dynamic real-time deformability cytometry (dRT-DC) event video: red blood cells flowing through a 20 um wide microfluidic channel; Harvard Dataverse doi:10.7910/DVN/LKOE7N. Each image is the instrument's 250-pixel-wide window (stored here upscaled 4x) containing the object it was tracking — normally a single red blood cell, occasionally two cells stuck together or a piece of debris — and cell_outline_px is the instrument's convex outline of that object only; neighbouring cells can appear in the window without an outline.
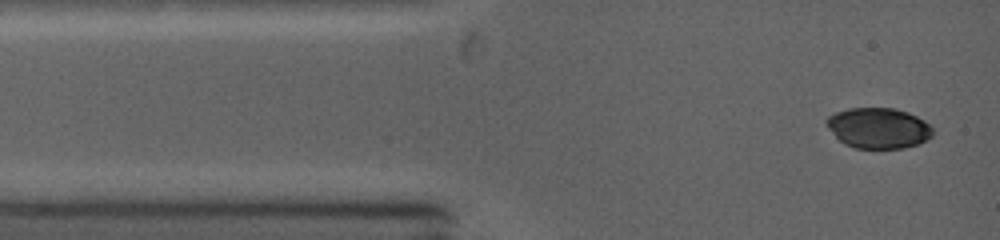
{"species": "common noctule bat (a hibernating species)", "species_latin": "Nyctalus noctula", "temperature_condition": "warm", "stored_images_in_passage": 20, "camera_frame_rate_fps": 5000, "um_per_image_px": 0.085, "animal": {"sex": "female", "body_mass_g": 19.0, "forearm_length_mm": 53.3}, "frame": {"image": 1, "passage_image": 1, "time_ms": 0.0, "image_size_px": [1000, 240], "cell_outline_px": [[932, 136], [928, 140], [904, 148], [856, 148], [844, 144], [828, 128], [824, 120], [828, 116], [836, 112], [848, 108], [896, 108], [908, 112], [924, 120], [932, 128]], "centroid_in_image_um": [74.66, 10.88], "position_along_channel_um": 10.3, "area_um2": 25.14}}
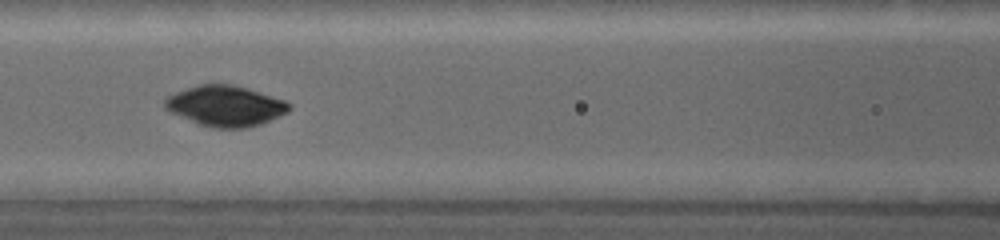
{"frame": {"image": 2, "passage_image": 6, "time_ms": 4.2, "image_size_px": [1000, 240], "cell_outline_px": [[292, 108], [288, 112], [280, 116], [260, 124], [248, 128], [212, 128], [200, 124], [168, 112], [164, 108], [164, 100], [168, 96], [188, 88], [200, 84], [228, 84], [244, 88], [284, 100], [292, 104]], "centroid_in_image_um": [19.16, 9.02], "position_along_channel_um": 147.4, "area_um2": 29.13}}
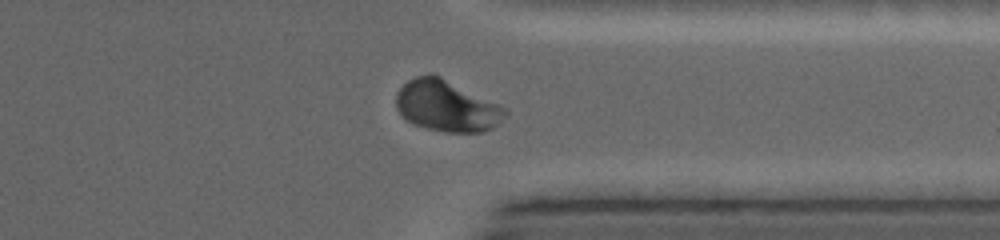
{"frame": {"image": 3, "passage_image": 19, "time_ms": 9.4, "image_size_px": [1000, 240], "cell_outline_px": [[508, 112], [492, 128], [484, 132], [444, 132], [412, 124], [396, 108], [396, 92], [408, 80], [416, 76], [428, 72], [432, 72], [500, 104], [508, 108]], "centroid_in_image_um": [37.96, 8.98], "position_along_channel_um": 373.4, "area_um2": 32.71}}